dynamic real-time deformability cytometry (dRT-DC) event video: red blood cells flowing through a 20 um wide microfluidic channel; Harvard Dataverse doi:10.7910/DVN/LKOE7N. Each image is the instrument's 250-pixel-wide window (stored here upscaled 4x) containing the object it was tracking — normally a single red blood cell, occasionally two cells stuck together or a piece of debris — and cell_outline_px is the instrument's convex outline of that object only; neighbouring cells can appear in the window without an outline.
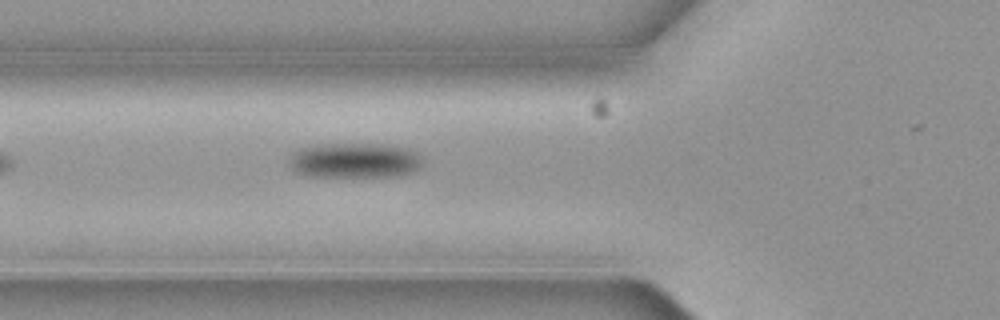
{"species": "common noctule bat (a hibernating species)", "species_latin": "Nyctalus noctula", "temperature_condition": "cold", "stored_images_in_passage": 5, "camera_frame_rate_fps": 3000, "um_per_image_px": 0.085, "animal": {"sex": "female", "body_mass_g": 19.3, "forearm_length_mm": 54.1}, "frame": {"image": 1, "passage_image": 5, "time_ms": 1.333, "image_size_px": [1000, 320], "cell_outline_px": [[424, 164], [420, 168], [412, 172], [400, 176], [304, 176], [296, 172], [288, 164], [288, 160], [292, 152], [300, 148], [324, 144], [384, 144], [412, 148], [424, 156]], "centroid_in_image_um": [30.22, 13.63], "position_along_channel_um": 95.6, "area_um2": 27.92}}